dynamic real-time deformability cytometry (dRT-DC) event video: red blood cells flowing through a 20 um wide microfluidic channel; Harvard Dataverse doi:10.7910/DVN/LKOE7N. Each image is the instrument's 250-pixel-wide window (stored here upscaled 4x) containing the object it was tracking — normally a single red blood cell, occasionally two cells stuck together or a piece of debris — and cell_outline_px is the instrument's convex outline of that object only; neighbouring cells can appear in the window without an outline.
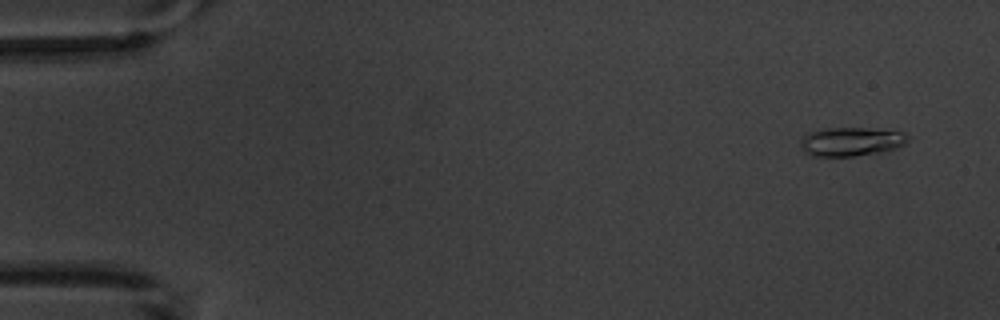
{"species": "common noctule bat (a hibernating species)", "species_latin": "Nyctalus noctula", "temperature_condition": "warm", "stored_images_in_passage": 8, "camera_frame_rate_fps": 3000, "um_per_image_px": 0.085, "animal": {"sex": "male", "body_mass_g": 20.1, "forearm_length_mm": 53.5}, "frame": {"image": 1, "passage_image": 2, "time_ms": 1.0, "image_size_px": [1000, 320], "cell_outline_px": [[908, 136], [904, 144], [896, 148], [880, 152], [856, 156], [808, 156], [804, 152], [800, 144], [800, 140], [808, 132], [824, 128], [868, 128], [904, 132]], "centroid_in_image_um": [72.3, 12.04], "position_along_channel_um": 12.7, "area_um2": 18.09}}
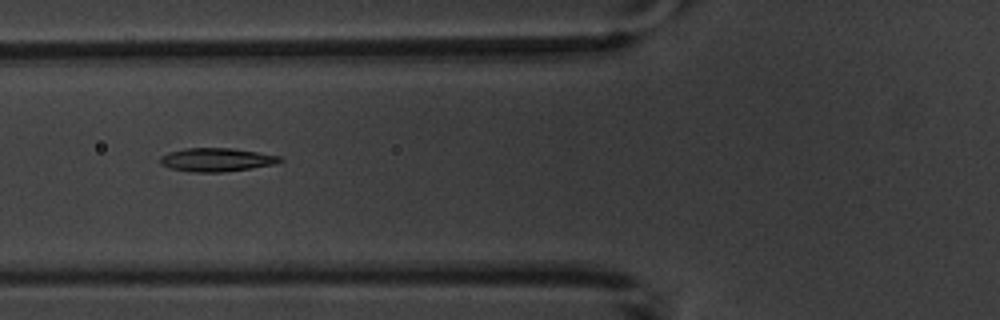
{"frame": {"image": 2, "passage_image": 7, "time_ms": 7.0, "image_size_px": [1000, 320], "cell_outline_px": [[284, 160], [272, 164], [248, 168], [220, 172], [192, 172], [172, 168], [160, 164], [160, 156], [168, 152], [184, 148], [232, 148], [280, 156]], "centroid_in_image_um": [18.35, 13.56], "position_along_channel_um": 107.5, "area_um2": 16.13}}
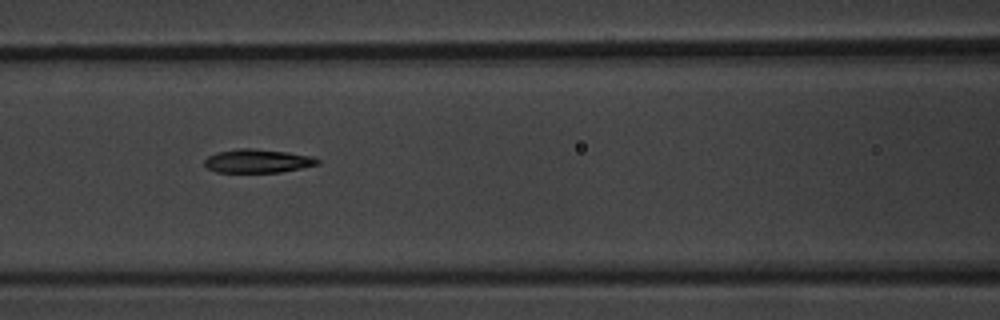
{"frame": {"image": 3, "passage_image": 8, "time_ms": 8.0, "image_size_px": [1000, 320], "cell_outline_px": [[320, 164], [280, 172], [216, 172], [208, 168], [204, 164], [204, 160], [208, 156], [216, 152], [236, 148], [252, 148], [288, 152], [312, 156], [320, 160]], "centroid_in_image_um": [21.89, 13.67], "position_along_channel_um": 144.7, "area_um2": 15.61}}